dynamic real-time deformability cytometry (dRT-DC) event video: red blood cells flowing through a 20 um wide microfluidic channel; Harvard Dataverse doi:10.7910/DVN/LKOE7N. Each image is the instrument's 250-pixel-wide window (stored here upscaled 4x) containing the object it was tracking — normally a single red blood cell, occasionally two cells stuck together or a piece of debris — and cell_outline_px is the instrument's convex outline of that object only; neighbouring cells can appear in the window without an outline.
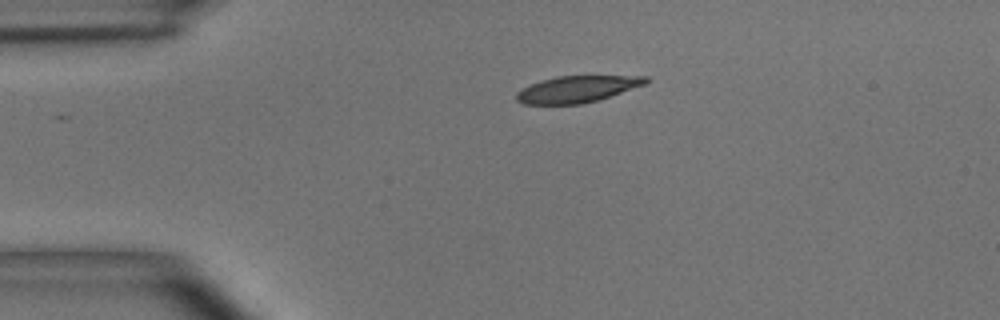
{"species": "common noctule bat (a hibernating species)", "species_latin": "Nyctalus noctula", "temperature_condition": "room temperature", "stored_images_in_passage": 44, "camera_frame_rate_fps": 3000, "um_per_image_px": 0.085, "animal": {"sex": "male", "body_mass_g": 15.6}, "frame": {"image": 1, "passage_image": 1, "time_ms": 0.0, "image_size_px": [1000, 320], "cell_outline_px": [[648, 80], [644, 84], [596, 100], [580, 104], [524, 104], [516, 100], [516, 92], [532, 84], [556, 76], [648, 76]], "centroid_in_image_um": [49.01, 7.57], "position_along_channel_um": 36.0, "area_um2": 19.48}}
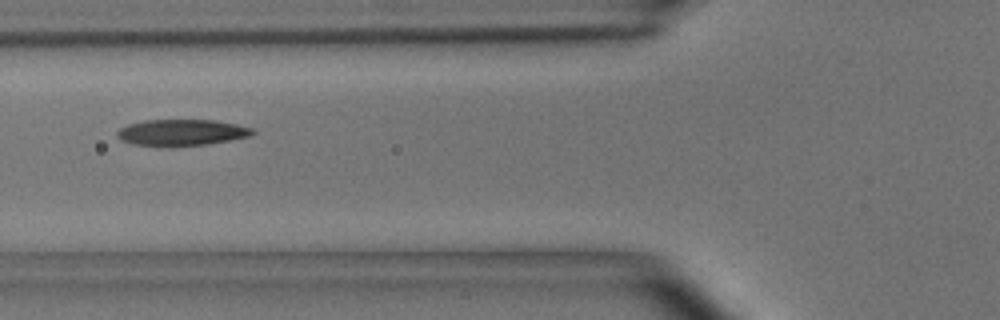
{"frame": {"image": 2, "passage_image": 10, "time_ms": 3.0, "image_size_px": [1000, 320], "cell_outline_px": [[256, 132], [252, 136], [208, 144], [172, 148], [168, 148], [132, 144], [120, 140], [116, 136], [116, 132], [120, 128], [128, 124], [144, 120], [216, 120], [236, 124], [252, 128]], "centroid_in_image_um": [15.41, 11.29], "position_along_channel_um": 110.4, "area_um2": 21.39}}
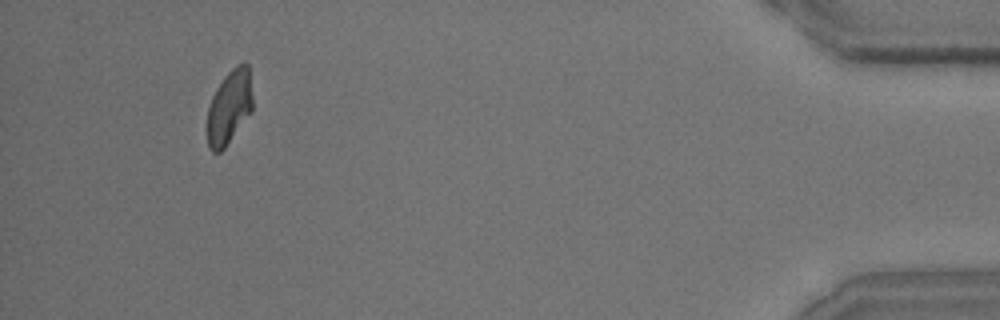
{"frame": {"image": 3, "passage_image": 41, "time_ms": 13.333, "image_size_px": [1000, 320], "cell_outline_px": [[252, 112], [224, 148], [220, 152], [212, 152], [208, 148], [208, 108], [212, 96], [216, 88], [224, 76], [236, 64], [248, 64], [252, 96]], "centroid_in_image_um": [19.49, 9.11], "position_along_channel_um": 415.7, "area_um2": 19.48}, "authors_computed_cell_mechanics": {"area_um2": 20.7502, "velocity_mm_per_s": 3.6055, "shape_relaxation_time_tau1_ms": 4.0446, "shape_relaxation_time_tau2_ms": 2.6484, "deformation_change_tau1": 0.166, "deformation_change_tau2": 0.0976}}